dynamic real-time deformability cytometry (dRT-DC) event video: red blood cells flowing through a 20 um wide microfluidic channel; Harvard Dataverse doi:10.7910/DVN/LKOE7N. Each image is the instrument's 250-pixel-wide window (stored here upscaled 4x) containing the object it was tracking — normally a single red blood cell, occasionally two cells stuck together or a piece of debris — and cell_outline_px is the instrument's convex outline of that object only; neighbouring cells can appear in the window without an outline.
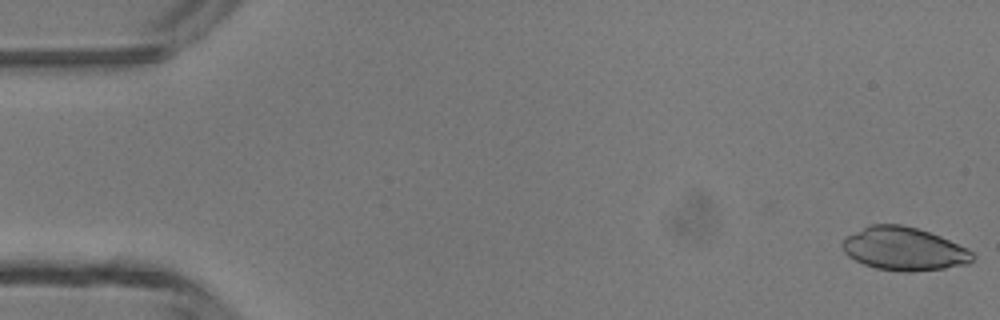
{"species": "common noctule bat (a hibernating species)", "species_latin": "Nyctalus noctula", "temperature_condition": "room temperature", "stored_images_in_passage": 47, "camera_frame_rate_fps": 3000, "um_per_image_px": 0.085, "animal": {"sex": "male", "body_mass_g": 13.3}, "frame": {"image": 1, "passage_image": 1, "time_ms": 0.0, "image_size_px": [1000, 320], "cell_outline_px": [[976, 256], [968, 264], [944, 268], [912, 272], [900, 272], [876, 268], [864, 264], [848, 256], [844, 252], [840, 244], [848, 236], [868, 224], [900, 224], [916, 228], [940, 236], [972, 252]], "centroid_in_image_um": [76.81, 21.16], "position_along_channel_um": 8.2, "area_um2": 32.6}}